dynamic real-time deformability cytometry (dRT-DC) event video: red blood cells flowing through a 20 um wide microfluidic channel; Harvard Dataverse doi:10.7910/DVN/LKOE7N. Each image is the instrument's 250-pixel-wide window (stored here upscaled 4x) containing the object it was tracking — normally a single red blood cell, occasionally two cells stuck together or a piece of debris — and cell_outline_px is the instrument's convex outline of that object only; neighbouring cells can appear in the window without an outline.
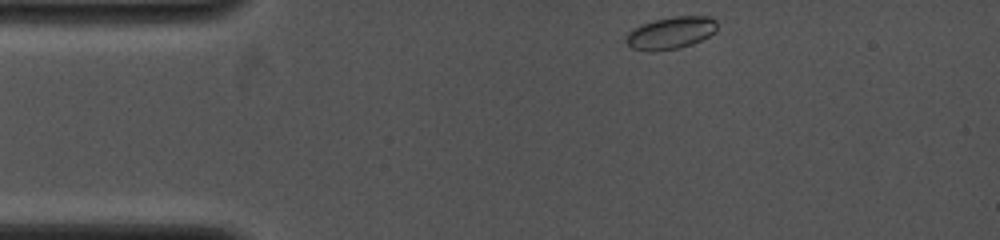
{"species": "common noctule bat (a hibernating species)", "species_latin": "Nyctalus noctula", "temperature_condition": "cold", "stored_images_in_passage": 3, "camera_frame_rate_fps": 4000, "um_per_image_px": 0.085, "animal": {"sex": "female", "body_mass_g": 19.0, "forearm_length_mm": 53.3}, "frame": {"image": 1, "passage_image": 1, "time_ms": 0.0, "image_size_px": [1000, 240], "cell_outline_px": [[716, 32], [692, 44], [680, 48], [652, 52], [648, 52], [632, 48], [624, 40], [624, 36], [632, 28], [652, 20], [672, 16], [708, 16], [716, 20]], "centroid_in_image_um": [56.97, 2.8], "position_along_channel_um": 28.0, "area_um2": 17.4}}